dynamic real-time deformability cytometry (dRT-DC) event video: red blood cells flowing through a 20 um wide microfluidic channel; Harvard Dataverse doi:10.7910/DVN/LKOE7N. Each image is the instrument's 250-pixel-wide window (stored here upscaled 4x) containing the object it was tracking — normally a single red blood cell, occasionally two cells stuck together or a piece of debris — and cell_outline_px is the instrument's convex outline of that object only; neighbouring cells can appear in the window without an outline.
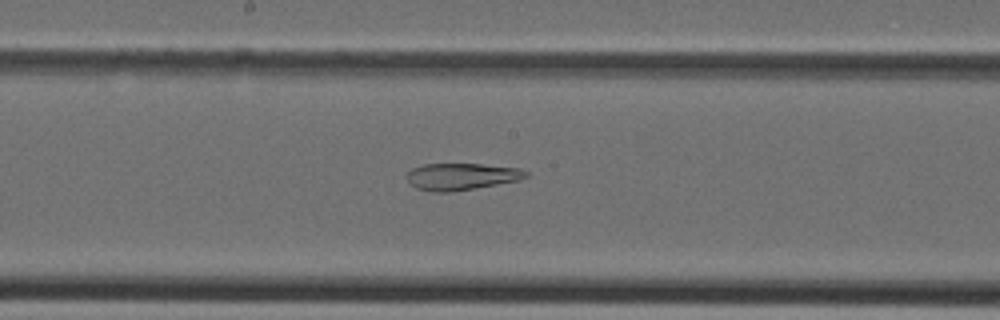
{"species": "Egyptian fruit bat (a non-hibernating species)", "species_latin": "Rousettus aegyptiacus", "temperature_condition": "cold", "stored_images_in_passage": 37, "camera_frame_rate_fps": 3000, "um_per_image_px": 0.085, "animal": {"sex": "female"}, "frame": {"image": 1, "passage_image": 19, "time_ms": 6.0, "image_size_px": [1000, 320], "cell_outline_px": [[528, 176], [520, 180], [476, 188], [452, 192], [432, 192], [416, 188], [408, 180], [408, 172], [412, 168], [424, 164], [480, 164], [520, 168], [528, 172]], "centroid_in_image_um": [39.25, 15.01], "position_along_channel_um": 209.0, "area_um2": 18.61}}
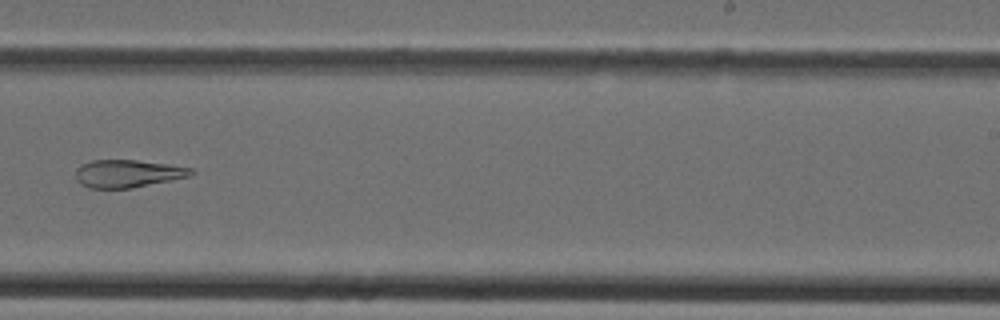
{"frame": {"image": 2, "passage_image": 23, "time_ms": 7.333, "image_size_px": [1000, 320], "cell_outline_px": [[196, 172], [188, 176], [132, 188], [88, 188], [80, 184], [76, 180], [76, 168], [80, 164], [92, 160], [136, 160], [168, 164], [196, 168]], "centroid_in_image_um": [10.84, 14.74], "position_along_channel_um": 278.2, "area_um2": 18.73}}
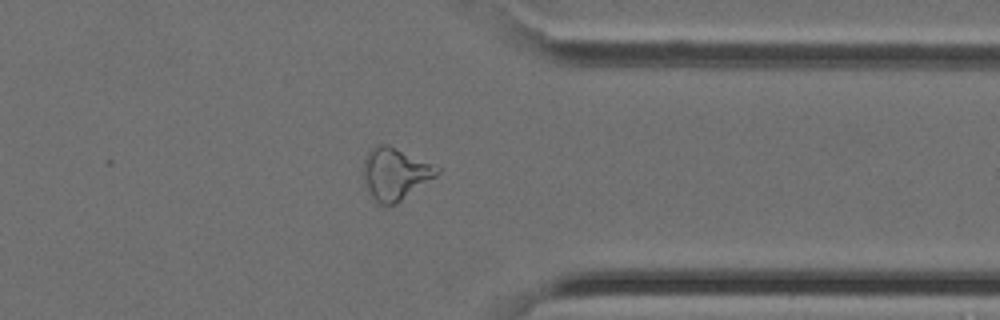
{"frame": {"image": 3, "passage_image": 29, "time_ms": 9.333, "image_size_px": [1000, 320], "cell_outline_px": [[440, 172], [436, 176], [396, 204], [380, 204], [372, 200], [368, 192], [364, 180], [364, 156], [376, 144], [388, 144], [432, 164], [440, 168]], "centroid_in_image_um": [33.56, 14.77], "position_along_channel_um": 377.8, "area_um2": 22.2}}